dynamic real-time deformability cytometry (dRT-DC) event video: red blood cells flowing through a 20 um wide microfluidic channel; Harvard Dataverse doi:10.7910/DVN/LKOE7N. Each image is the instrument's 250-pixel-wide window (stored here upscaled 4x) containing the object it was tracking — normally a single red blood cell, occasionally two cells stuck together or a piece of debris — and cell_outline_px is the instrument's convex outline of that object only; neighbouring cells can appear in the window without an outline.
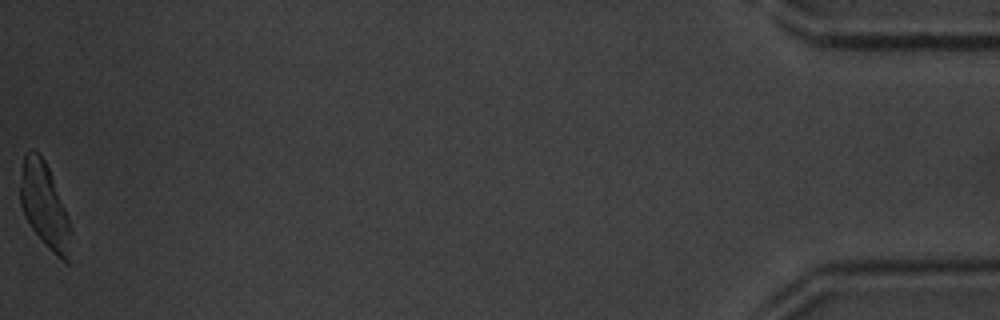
{"species": "common noctule bat (a hibernating species)", "species_latin": "Nyctalus noctula", "temperature_condition": "warm", "stored_images_in_passage": 39, "camera_frame_rate_fps": 3000, "um_per_image_px": 0.085, "animal": {"sex": "male", "body_mass_g": 20.1, "forearm_length_mm": 53.5}, "frame": {"image": 1, "passage_image": 39, "time_ms": 12.667, "image_size_px": [1000, 320], "cell_outline_px": [[72, 264], [68, 264], [56, 256], [40, 240], [28, 224], [24, 216], [20, 204], [20, 172], [24, 156], [32, 148], [44, 160], [48, 168], [68, 216], [72, 228]], "centroid_in_image_um": [3.81, 17.6], "position_along_channel_um": 431.4, "area_um2": 25.61}}